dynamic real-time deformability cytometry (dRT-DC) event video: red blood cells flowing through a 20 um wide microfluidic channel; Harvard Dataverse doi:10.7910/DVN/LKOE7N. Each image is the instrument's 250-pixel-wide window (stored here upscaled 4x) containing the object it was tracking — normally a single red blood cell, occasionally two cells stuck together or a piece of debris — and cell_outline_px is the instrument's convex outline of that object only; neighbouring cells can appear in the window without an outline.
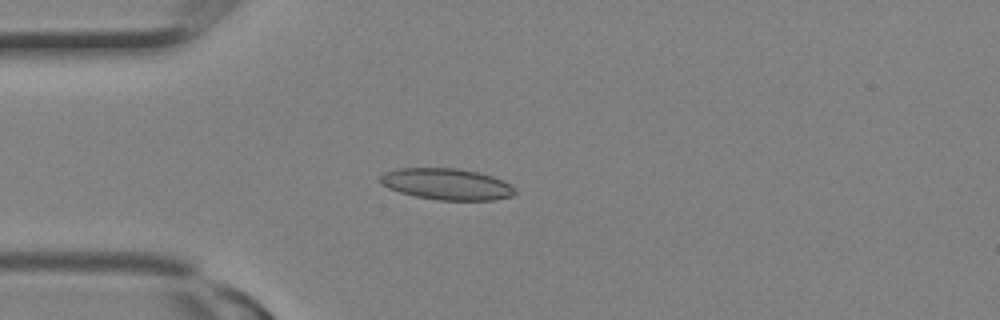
{"species": "Egyptian fruit bat (a non-hibernating species)", "species_latin": "Rousettus aegyptiacus", "temperature_condition": "room temperature", "stored_images_in_passage": 2, "camera_frame_rate_fps": 3000, "um_per_image_px": 0.085, "animal": {"sex": "female"}, "frame": {"image": 1, "passage_image": 2, "time_ms": 0.333, "image_size_px": [1000, 320], "cell_outline_px": [[516, 192], [512, 196], [492, 200], [436, 200], [416, 196], [400, 192], [388, 188], [380, 184], [376, 180], [384, 172], [396, 168], [460, 168], [492, 176], [516, 188]], "centroid_in_image_um": [37.91, 15.64], "position_along_channel_um": 47.1, "area_um2": 24.74}}